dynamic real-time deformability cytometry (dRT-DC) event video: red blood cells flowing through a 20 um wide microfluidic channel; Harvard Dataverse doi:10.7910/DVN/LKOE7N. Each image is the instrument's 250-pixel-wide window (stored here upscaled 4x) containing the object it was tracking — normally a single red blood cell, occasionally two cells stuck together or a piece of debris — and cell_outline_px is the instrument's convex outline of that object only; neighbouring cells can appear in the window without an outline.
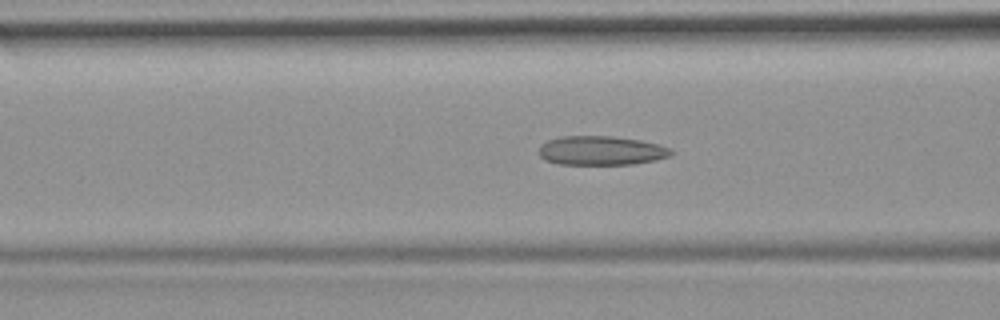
{"species": "common noctule bat (a hibernating species)", "species_latin": "Nyctalus noctula", "temperature_condition": "room temperature", "stored_images_in_passage": 47, "camera_frame_rate_fps": 3000, "um_per_image_px": 0.085, "animal": {"sex": "female", "body_mass_g": 19.9}, "frame": {"image": 1, "passage_image": 15, "time_ms": 4.667, "image_size_px": [1000, 320], "cell_outline_px": [[672, 152], [668, 156], [656, 160], [632, 164], [560, 164], [544, 160], [540, 156], [540, 144], [548, 140], [560, 136], [612, 136], [640, 140], [672, 148]], "centroid_in_image_um": [51.07, 12.79], "position_along_channel_um": 115.5, "area_um2": 22.37}}
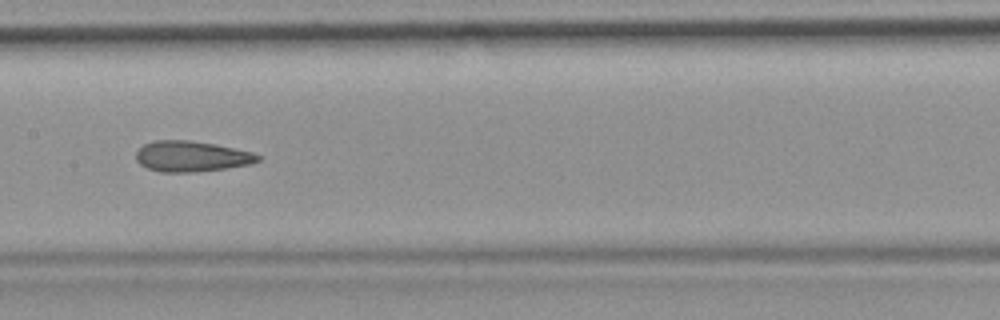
{"frame": {"image": 2, "passage_image": 21, "time_ms": 6.667, "image_size_px": [1000, 320], "cell_outline_px": [[260, 160], [252, 164], [228, 168], [196, 172], [160, 172], [148, 168], [140, 164], [136, 160], [136, 152], [144, 144], [156, 140], [188, 140], [216, 144], [252, 152], [260, 156]], "centroid_in_image_um": [16.29, 13.29], "position_along_channel_um": 191.1, "area_um2": 21.85}}
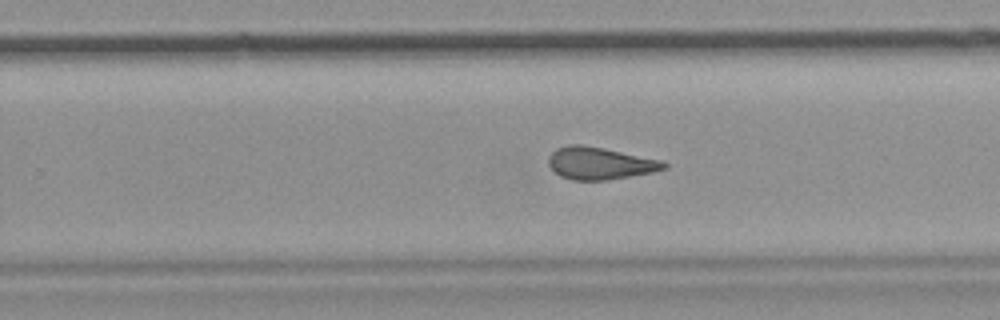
{"frame": {"image": 3, "passage_image": 28, "time_ms": 9.0, "image_size_px": [1000, 320], "cell_outline_px": [[668, 168], [652, 172], [608, 180], [572, 180], [560, 176], [552, 172], [548, 164], [548, 156], [556, 148], [568, 144], [580, 144], [604, 148], [664, 160], [668, 164]], "centroid_in_image_um": [50.98, 13.87], "position_along_channel_um": 278.8, "area_um2": 22.08}, "authors_computed_cell_mechanics": {"area_um2": 22.3108, "velocity_mm_per_s": 3.7785, "shape_relaxation_time_tau1_ms": null, "shape_relaxation_time_tau2_ms": 2.5306, "deformation_change_tau1": null, "deformation_change_tau2": 0.113}}